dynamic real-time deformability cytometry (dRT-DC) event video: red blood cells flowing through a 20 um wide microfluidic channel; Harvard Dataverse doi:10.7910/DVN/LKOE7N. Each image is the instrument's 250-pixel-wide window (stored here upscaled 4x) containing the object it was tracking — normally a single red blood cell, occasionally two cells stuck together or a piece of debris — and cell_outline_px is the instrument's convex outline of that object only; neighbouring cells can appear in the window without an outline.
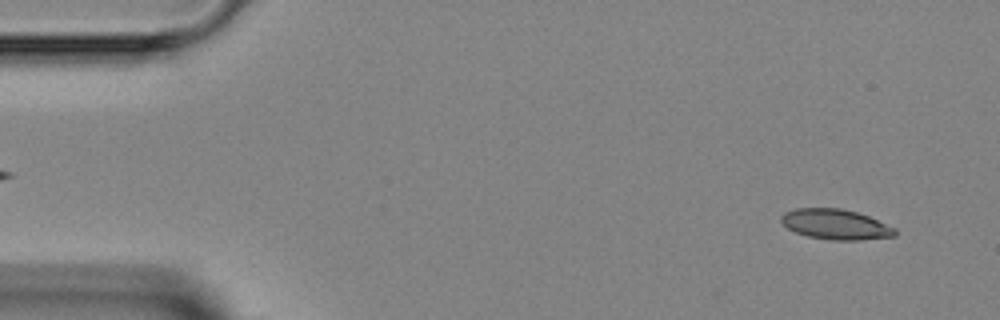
{"species": "Egyptian fruit bat (a non-hibernating species)", "species_latin": "Rousettus aegyptiacus", "temperature_condition": "room temperature", "stored_images_in_passage": 11, "camera_frame_rate_fps": 3000, "um_per_image_px": 0.085, "animal": {"sex": "female"}, "frame": {"image": 1, "passage_image": 2, "time_ms": 0.333, "image_size_px": [1000, 320], "cell_outline_px": [[896, 236], [860, 240], [832, 240], [808, 236], [796, 232], [788, 228], [780, 220], [780, 216], [784, 212], [796, 208], [840, 208], [856, 212], [868, 216], [896, 228]], "centroid_in_image_um": [71.03, 19.07], "position_along_channel_um": 14.0, "area_um2": 20.0}}